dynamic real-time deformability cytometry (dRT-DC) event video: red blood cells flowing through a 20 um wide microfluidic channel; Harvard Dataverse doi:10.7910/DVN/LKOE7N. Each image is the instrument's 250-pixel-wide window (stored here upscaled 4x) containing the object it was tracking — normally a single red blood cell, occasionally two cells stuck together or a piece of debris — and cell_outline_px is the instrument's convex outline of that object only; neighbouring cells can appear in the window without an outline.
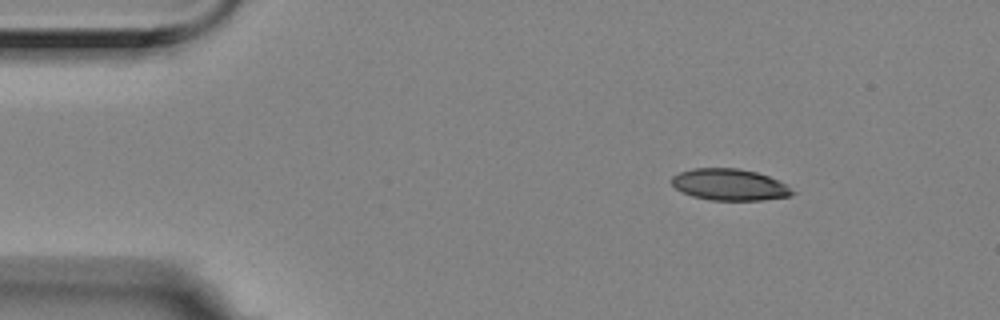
{"species": "Egyptian fruit bat (a non-hibernating species)", "species_latin": "Rousettus aegyptiacus", "temperature_condition": "room temperature", "stored_images_in_passage": 7, "camera_frame_rate_fps": 3000, "um_per_image_px": 0.085, "animal": {"sex": "female"}, "frame": {"image": 1, "passage_image": 2, "time_ms": 0.333, "image_size_px": [1000, 320], "cell_outline_px": [[796, 192], [792, 196], [764, 200], [712, 200], [692, 196], [676, 188], [672, 184], [672, 176], [680, 172], [692, 168], [736, 168], [756, 172], [768, 176], [788, 184]], "centroid_in_image_um": [62.07, 15.7], "position_along_channel_um": 22.9, "area_um2": 22.25}}
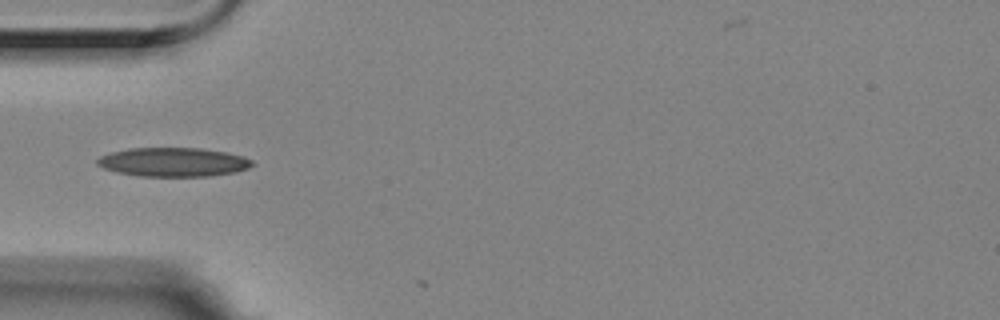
{"frame": {"image": 2, "passage_image": 5, "time_ms": 1.333, "image_size_px": [1000, 320], "cell_outline_px": [[256, 164], [248, 168], [236, 172], [208, 176], [140, 176], [116, 172], [104, 168], [96, 164], [96, 160], [100, 156], [112, 152], [128, 148], [200, 148], [224, 152], [244, 156], [252, 160]], "centroid_in_image_um": [14.74, 13.78], "position_along_channel_um": 70.3, "area_um2": 26.18}}
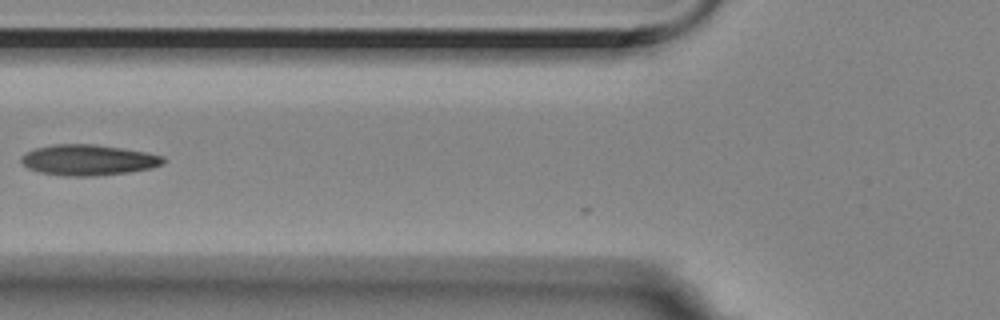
{"frame": {"image": 3, "passage_image": 6, "time_ms": 1.667, "image_size_px": [1000, 320], "cell_outline_px": [[168, 160], [164, 164], [152, 168], [132, 172], [96, 176], [60, 176], [40, 172], [28, 168], [20, 160], [20, 156], [24, 152], [36, 148], [52, 144], [92, 144], [148, 152], [164, 156]], "centroid_in_image_um": [7.53, 13.6], "position_along_channel_um": 118.3, "area_um2": 25.84}}